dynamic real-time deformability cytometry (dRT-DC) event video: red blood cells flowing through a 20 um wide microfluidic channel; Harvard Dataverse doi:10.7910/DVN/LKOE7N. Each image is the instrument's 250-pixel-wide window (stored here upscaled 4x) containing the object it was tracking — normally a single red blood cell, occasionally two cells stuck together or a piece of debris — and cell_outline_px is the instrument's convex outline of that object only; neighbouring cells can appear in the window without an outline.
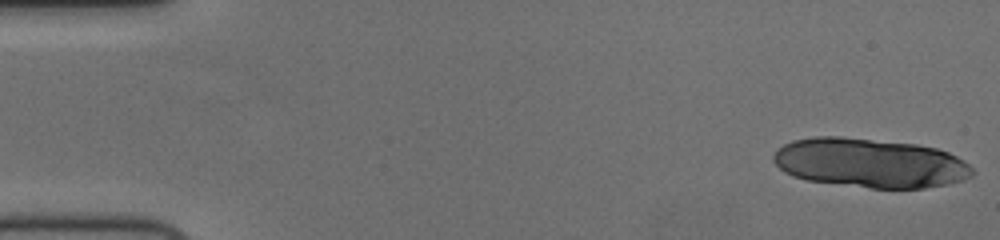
{"species": "human", "species_latin": "Homo sapiens", "temperature_condition": "cold", "stored_images_in_passage": 13, "camera_frame_rate_fps": 3000, "um_per_image_px": 0.085, "donor": {"sex": "female"}, "frame": {"image": 1, "passage_image": 1, "time_ms": 0.0, "image_size_px": [1000, 240], "cell_outline_px": [[972, 176], [948, 184], [924, 188], [872, 188], [808, 180], [792, 176], [784, 172], [772, 160], [772, 156], [784, 144], [792, 140], [816, 136], [840, 136], [916, 144], [936, 148], [948, 152], [956, 156], [968, 164], [972, 168]], "centroid_in_image_um": [73.93, 13.84], "position_along_channel_um": 11.1, "area_um2": 56.93}}